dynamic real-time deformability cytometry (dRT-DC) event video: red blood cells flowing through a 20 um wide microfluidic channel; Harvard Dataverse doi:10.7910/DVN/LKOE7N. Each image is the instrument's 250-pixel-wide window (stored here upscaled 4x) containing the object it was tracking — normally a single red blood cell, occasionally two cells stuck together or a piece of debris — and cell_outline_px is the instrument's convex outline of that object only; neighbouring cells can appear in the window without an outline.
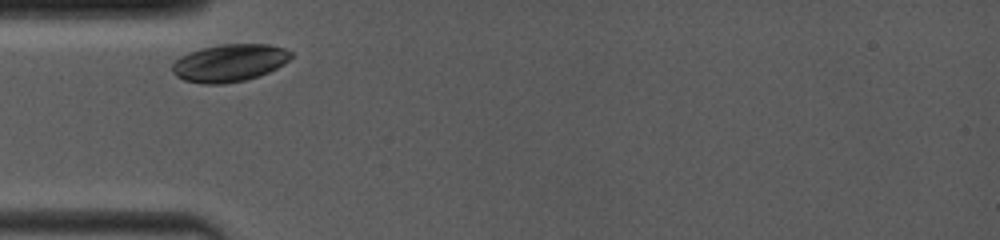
{"species": "common noctule bat (a hibernating species)", "species_latin": "Nyctalus noctula", "temperature_condition": "room temperature", "stored_images_in_passage": 5, "camera_frame_rate_fps": 4000, "um_per_image_px": 0.085, "animal": {"sex": "female", "body_mass_g": 19.0, "forearm_length_mm": 53.3}, "frame": {"image": 1, "passage_image": 1, "time_ms": 0.0, "image_size_px": [1000, 240], "cell_outline_px": [[292, 56], [284, 64], [268, 72], [244, 80], [224, 84], [200, 84], [184, 80], [176, 76], [172, 72], [172, 64], [180, 56], [188, 52], [200, 48], [220, 44], [268, 44], [284, 48], [292, 52]], "centroid_in_image_um": [19.47, 5.34], "position_along_channel_um": 65.5, "area_um2": 26.01}}
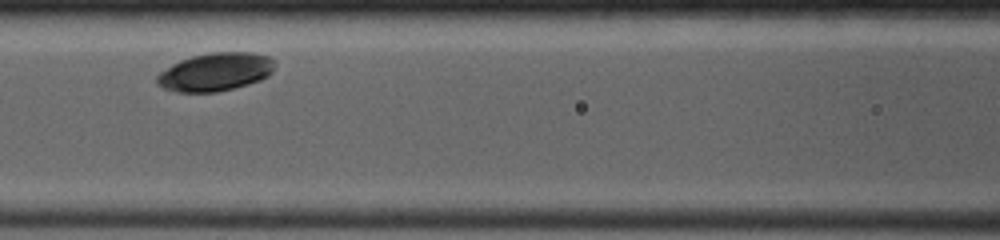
{"frame": {"image": 2, "passage_image": 3, "time_ms": 2.25, "image_size_px": [1000, 240], "cell_outline_px": [[276, 64], [272, 72], [268, 76], [260, 80], [248, 84], [216, 92], [176, 92], [164, 88], [156, 84], [156, 76], [160, 72], [172, 64], [180, 60], [192, 56], [212, 52], [252, 52], [268, 56]], "centroid_in_image_um": [18.3, 6.11], "position_along_channel_um": 148.3, "area_um2": 26.24}}
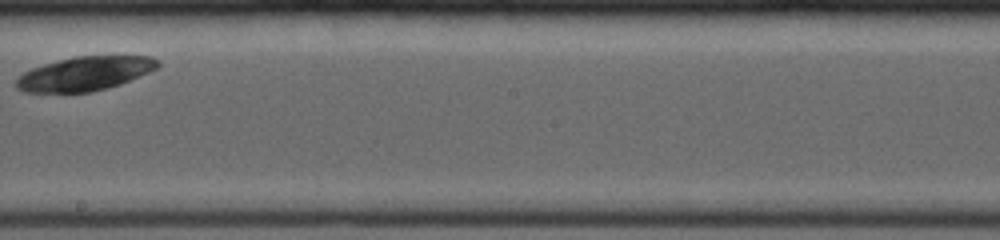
{"frame": {"image": 3, "passage_image": 5, "time_ms": 4.75, "image_size_px": [1000, 240], "cell_outline_px": [[160, 64], [156, 68], [148, 72], [120, 84], [92, 92], [24, 92], [16, 88], [16, 76], [32, 68], [44, 64], [76, 56], [152, 56], [160, 60]], "centroid_in_image_um": [7.19, 6.26], "position_along_channel_um": 241.0, "area_um2": 27.92}}